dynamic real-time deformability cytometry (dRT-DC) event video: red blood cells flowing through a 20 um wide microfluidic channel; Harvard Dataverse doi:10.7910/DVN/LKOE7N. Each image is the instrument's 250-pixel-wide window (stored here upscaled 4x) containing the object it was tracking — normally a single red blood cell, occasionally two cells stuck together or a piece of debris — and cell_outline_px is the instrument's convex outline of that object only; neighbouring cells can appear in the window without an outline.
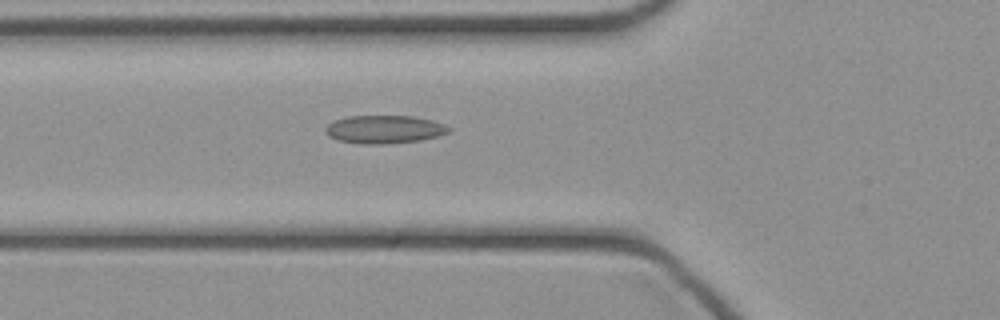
{"species": "common noctule bat (a hibernating species)", "species_latin": "Nyctalus noctula", "temperature_condition": "cold", "stored_images_in_passage": 44, "camera_frame_rate_fps": 3000, "um_per_image_px": 0.085, "animal": {"sex": "female", "body_mass_g": 21.9}, "frame": {"image": 1, "passage_image": 15, "time_ms": 4.667, "image_size_px": [1000, 320], "cell_outline_px": [[452, 128], [448, 132], [436, 136], [420, 140], [384, 144], [360, 144], [336, 140], [328, 136], [324, 132], [324, 128], [332, 120], [348, 116], [412, 116], [432, 120], [444, 124]], "centroid_in_image_um": [32.6, 10.99], "position_along_channel_um": 93.2, "area_um2": 20.35}}
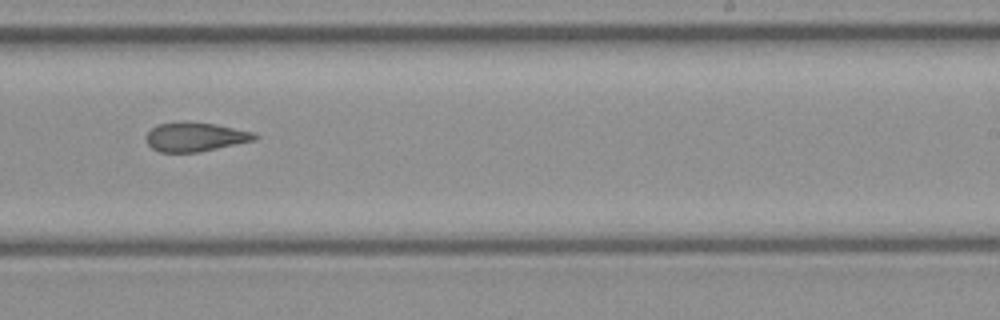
{"frame": {"image": 2, "passage_image": 27, "time_ms": 8.667, "image_size_px": [1000, 320], "cell_outline_px": [[260, 136], [256, 140], [200, 152], [160, 152], [152, 148], [148, 144], [144, 136], [156, 124], [216, 124], [252, 132]], "centroid_in_image_um": [16.61, 11.68], "position_along_channel_um": 272.4, "area_um2": 17.86}}
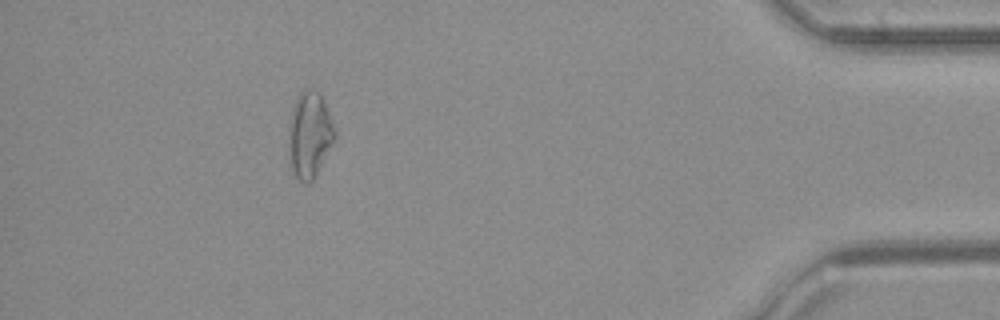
{"frame": {"image": 3, "passage_image": 40, "time_ms": 13.0, "image_size_px": [1000, 320], "cell_outline_px": [[336, 136], [316, 176], [308, 184], [304, 184], [292, 172], [288, 136], [288, 128], [292, 108], [296, 96], [304, 88], [312, 88], [320, 92], [324, 100], [336, 128]], "centroid_in_image_um": [26.32, 11.41], "position_along_channel_um": 408.9, "area_um2": 23.52}}